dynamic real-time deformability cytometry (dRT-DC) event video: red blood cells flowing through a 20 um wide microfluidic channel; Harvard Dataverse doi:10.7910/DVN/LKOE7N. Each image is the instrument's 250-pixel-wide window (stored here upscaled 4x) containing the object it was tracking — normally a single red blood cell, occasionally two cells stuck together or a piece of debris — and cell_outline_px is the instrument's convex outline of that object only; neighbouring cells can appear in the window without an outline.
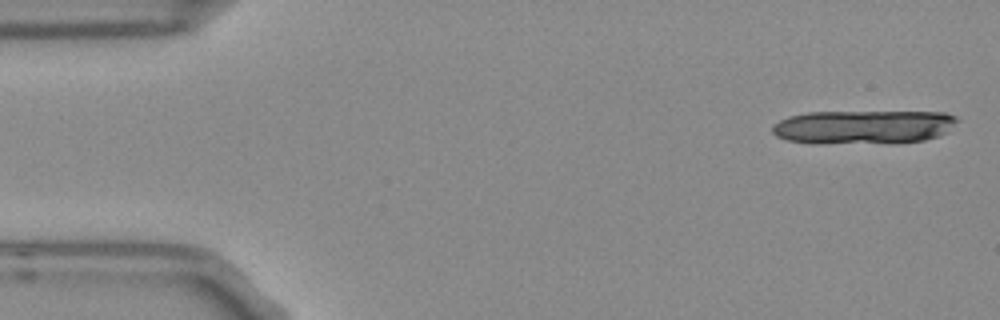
{"species": "Egyptian fruit bat (a non-hibernating species)", "species_latin": "Rousettus aegyptiacus", "temperature_condition": "room temperature", "stored_images_in_passage": 5, "camera_frame_rate_fps": 3000, "um_per_image_px": 0.085, "frame": {"image": 1, "passage_image": 1, "time_ms": 0.0, "image_size_px": [1000, 320], "cell_outline_px": [[960, 120], [948, 132], [940, 136], [924, 140], [896, 144], [816, 144], [788, 140], [776, 136], [772, 132], [772, 124], [788, 116], [808, 112], [944, 112], [956, 116]], "centroid_in_image_um": [73.43, 10.82], "position_along_channel_um": 11.6, "area_um2": 37.45}}